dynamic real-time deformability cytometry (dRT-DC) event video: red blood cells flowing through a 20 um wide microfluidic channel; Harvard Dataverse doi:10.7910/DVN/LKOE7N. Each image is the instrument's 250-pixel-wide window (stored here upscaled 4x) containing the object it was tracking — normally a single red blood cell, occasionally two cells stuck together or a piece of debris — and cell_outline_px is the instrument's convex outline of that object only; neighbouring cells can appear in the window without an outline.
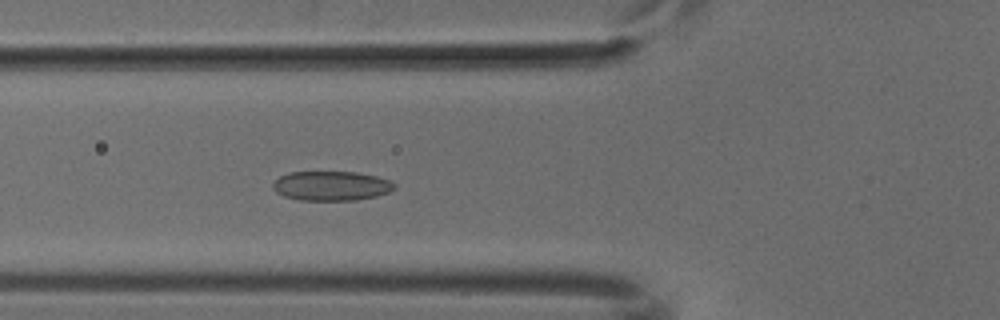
{"species": "common noctule bat (a hibernating species)", "species_latin": "Nyctalus noctula", "temperature_condition": "cold", "stored_images_in_passage": 52, "camera_frame_rate_fps": 3000, "um_per_image_px": 0.085, "animal": {"sex": "male", "body_mass_g": 18.8}, "frame": {"image": 1, "passage_image": 19, "time_ms": 6.0, "image_size_px": [1000, 320], "cell_outline_px": [[396, 188], [388, 192], [376, 196], [356, 200], [300, 200], [284, 196], [276, 192], [272, 188], [272, 184], [280, 176], [288, 172], [356, 172], [376, 176], [388, 180], [396, 184]], "centroid_in_image_um": [28.15, 15.8], "position_along_channel_um": 97.6, "area_um2": 20.87}}
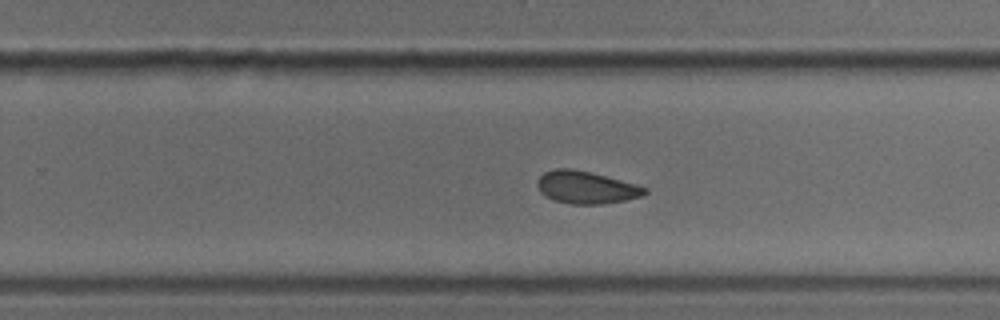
{"frame": {"image": 2, "passage_image": 33, "time_ms": 10.667, "image_size_px": [1000, 320], "cell_outline_px": [[648, 192], [640, 196], [624, 200], [604, 204], [572, 204], [552, 200], [540, 192], [536, 184], [536, 180], [544, 172], [556, 168], [572, 168], [636, 184], [648, 188]], "centroid_in_image_um": [49.78, 15.93], "position_along_channel_um": 280.0, "area_um2": 20.23}}
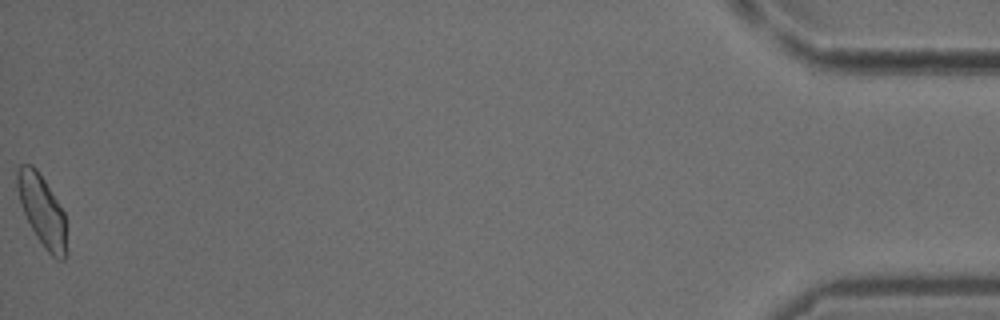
{"frame": {"image": 3, "passage_image": 52, "time_ms": 17.0, "image_size_px": [1000, 320], "cell_outline_px": [[64, 260], [56, 260], [44, 248], [36, 236], [24, 212], [16, 188], [16, 172], [20, 164], [32, 164], [36, 168], [44, 180], [64, 212]], "centroid_in_image_um": [3.53, 17.84], "position_along_channel_um": 431.7, "area_um2": 19.77}}